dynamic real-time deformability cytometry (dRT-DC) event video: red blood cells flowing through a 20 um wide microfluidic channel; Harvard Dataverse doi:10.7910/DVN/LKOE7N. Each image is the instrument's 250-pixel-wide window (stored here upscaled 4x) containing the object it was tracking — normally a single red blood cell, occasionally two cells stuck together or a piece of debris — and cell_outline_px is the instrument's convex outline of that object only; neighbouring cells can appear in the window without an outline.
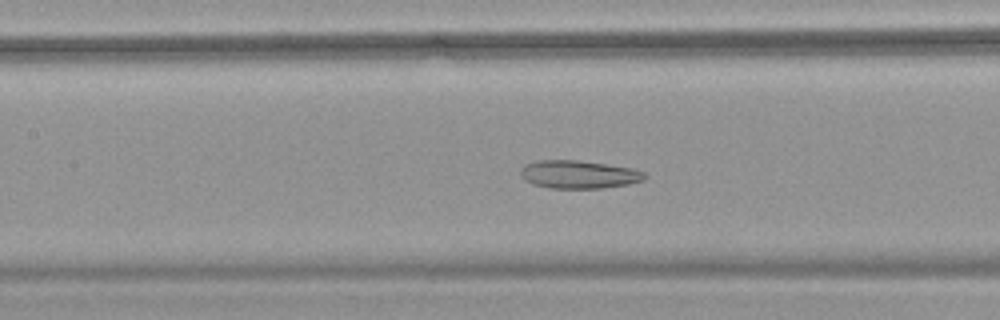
{"species": "common noctule bat (a hibernating species)", "species_latin": "Nyctalus noctula", "temperature_condition": "warm", "stored_images_in_passage": 44, "camera_frame_rate_fps": 3000, "um_per_image_px": 0.085, "animal": {"sex": "female", "body_mass_g": 18.4}, "frame": {"image": 1, "passage_image": 16, "time_ms": 5.0, "image_size_px": [1000, 320], "cell_outline_px": [[648, 176], [644, 180], [628, 184], [600, 188], [548, 188], [532, 184], [524, 180], [520, 176], [520, 168], [524, 164], [540, 160], [576, 160], [632, 168], [644, 172]], "centroid_in_image_um": [49.15, 14.83], "position_along_channel_um": 158.2, "area_um2": 20.35}}
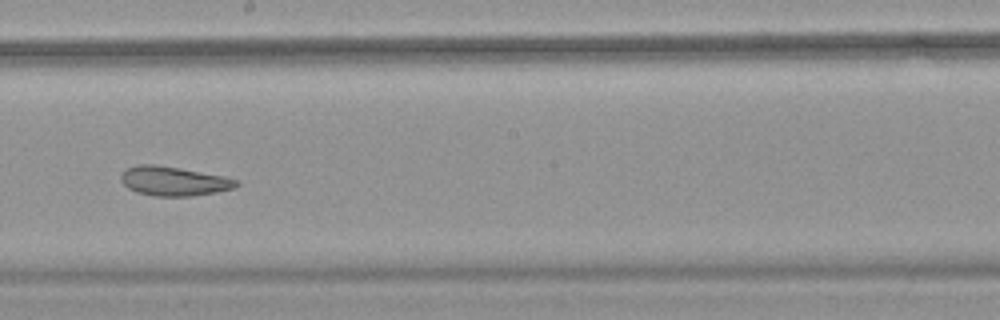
{"frame": {"image": 2, "passage_image": 22, "time_ms": 7.0, "image_size_px": [1000, 320], "cell_outline_px": [[240, 184], [232, 188], [216, 192], [192, 196], [156, 196], [136, 192], [128, 188], [120, 180], [120, 172], [124, 168], [140, 164], [152, 164], [180, 168], [224, 176], [240, 180]], "centroid_in_image_um": [14.74, 15.39], "position_along_channel_um": 233.5, "area_um2": 19.83}}
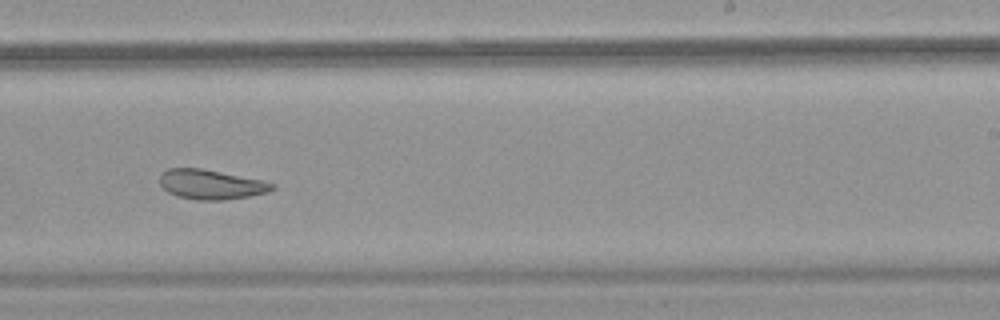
{"frame": {"image": 3, "passage_image": 25, "time_ms": 8.0, "image_size_px": [1000, 320], "cell_outline_px": [[276, 188], [268, 192], [248, 196], [224, 200], [196, 200], [176, 196], [168, 192], [160, 184], [160, 176], [168, 168], [200, 168], [264, 180], [276, 184]], "centroid_in_image_um": [17.96, 15.68], "position_along_channel_um": 271.0, "area_um2": 19.48}, "authors_computed_cell_mechanics": {"area_um2": 22.5709, "velocity_mm_per_s": 3.7947, "shape_relaxation_time_tau1_ms": null, "shape_relaxation_time_tau2_ms": 2.9083, "deformation_change_tau1": null, "deformation_change_tau2": 0.0944}}